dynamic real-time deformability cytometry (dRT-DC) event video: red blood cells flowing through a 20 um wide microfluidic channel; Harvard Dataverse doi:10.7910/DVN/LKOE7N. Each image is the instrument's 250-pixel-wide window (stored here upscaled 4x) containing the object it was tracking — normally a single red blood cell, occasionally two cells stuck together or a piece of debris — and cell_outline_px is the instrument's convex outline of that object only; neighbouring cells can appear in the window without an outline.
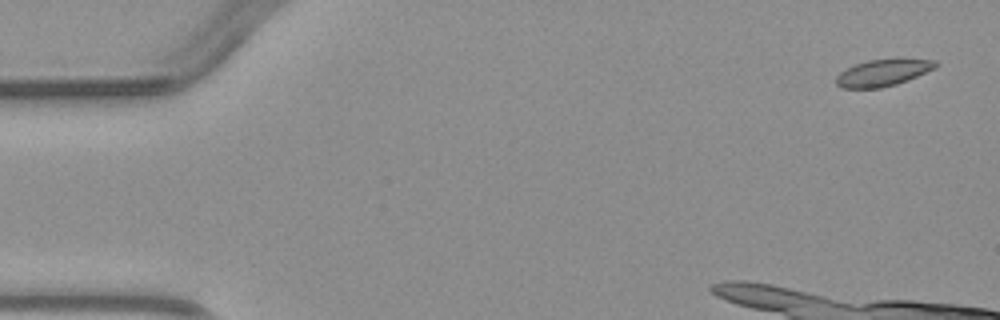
{"species": "common noctule bat (a hibernating species)", "species_latin": "Nyctalus noctula", "temperature_condition": "warm", "stored_images_in_passage": 5, "camera_frame_rate_fps": 3000, "um_per_image_px": 0.085, "animal": {"sex": "male", "body_mass_g": 23.1, "forearm_length_mm": 52.7}, "frame": {"image": 1, "passage_image": 1, "time_ms": 0.0, "image_size_px": [1000, 320], "cell_outline_px": [[940, 64], [936, 68], [908, 80], [896, 84], [880, 88], [840, 88], [836, 84], [836, 76], [840, 72], [856, 64], [868, 60], [936, 60]], "centroid_in_image_um": [75.04, 6.21], "position_along_channel_um": 10.0, "area_um2": 15.2}}